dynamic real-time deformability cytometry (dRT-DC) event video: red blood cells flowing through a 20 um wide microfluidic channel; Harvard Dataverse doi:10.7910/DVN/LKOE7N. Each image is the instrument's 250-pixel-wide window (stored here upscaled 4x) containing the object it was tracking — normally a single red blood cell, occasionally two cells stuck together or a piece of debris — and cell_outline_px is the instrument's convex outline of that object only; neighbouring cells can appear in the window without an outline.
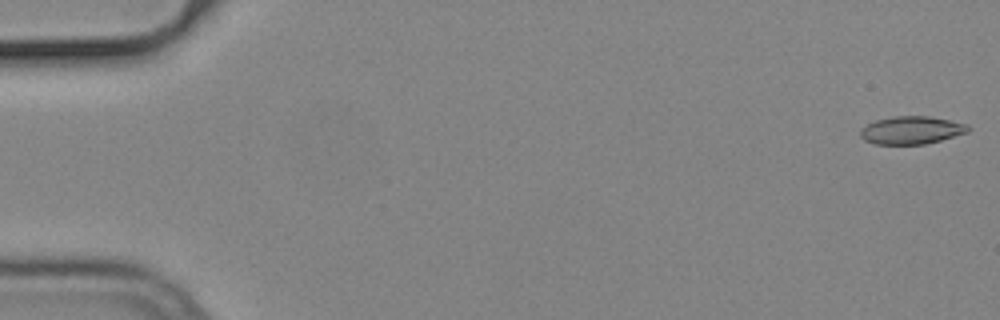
{"species": "common noctule bat (a hibernating species)", "species_latin": "Nyctalus noctula", "temperature_condition": "cold", "stored_images_in_passage": 54, "camera_frame_rate_fps": 3000, "um_per_image_px": 0.085, "animal": {"sex": "male", "body_mass_g": 19.2, "forearm_length_mm": 51.8}, "frame": {"image": 1, "passage_image": 1, "time_ms": 0.0, "image_size_px": [1000, 320], "cell_outline_px": [[972, 128], [968, 132], [940, 140], [924, 144], [876, 144], [864, 140], [860, 136], [860, 128], [876, 120], [892, 116], [928, 116], [968, 124]], "centroid_in_image_um": [77.47, 11.06], "position_along_channel_um": 7.5, "area_um2": 17.46}}
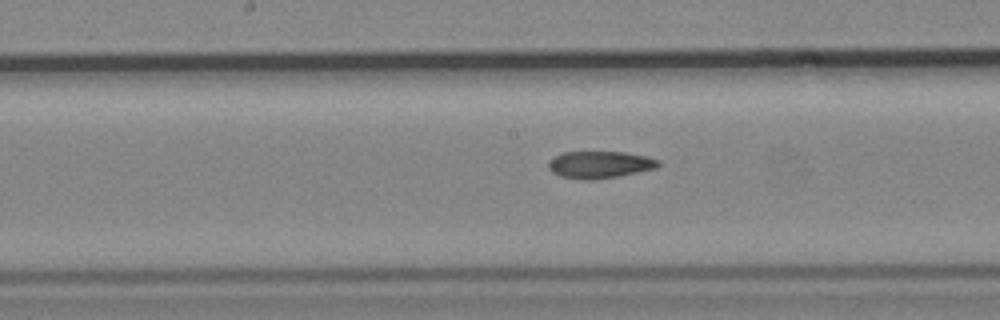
{"frame": {"image": 2, "passage_image": 28, "time_ms": 9.0, "image_size_px": [1000, 320], "cell_outline_px": [[660, 164], [656, 168], [616, 176], [592, 180], [584, 180], [560, 176], [552, 172], [548, 168], [548, 164], [560, 152], [624, 152], [648, 156], [660, 160]], "centroid_in_image_um": [50.99, 13.99], "position_along_channel_um": 197.2, "area_um2": 17.22}}
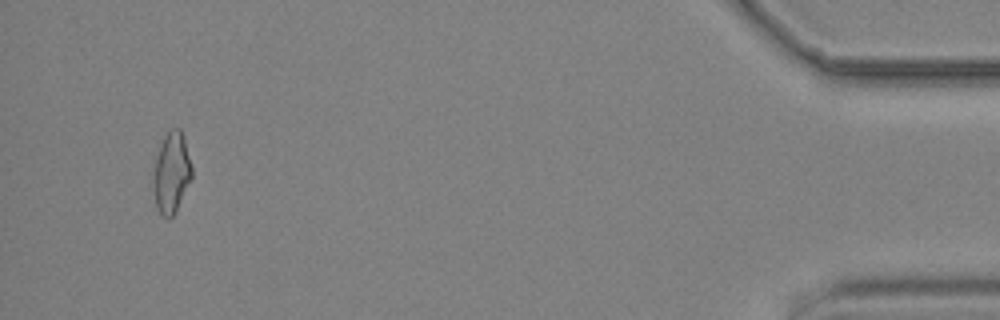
{"frame": {"image": 3, "passage_image": 52, "time_ms": 17.0, "image_size_px": [1000, 320], "cell_outline_px": [[192, 176], [172, 216], [168, 220], [160, 216], [156, 208], [152, 180], [152, 176], [156, 156], [164, 136], [172, 128], [180, 128], [184, 140], [192, 168]], "centroid_in_image_um": [14.53, 14.71], "position_along_channel_um": 420.7, "area_um2": 17.92}, "authors_computed_cell_mechanics": {"area_um2": 17.7446, "velocity_mm_per_s": 3.7693, "shape_relaxation_time_tau1_ms": 8.0633, "shape_relaxation_time_tau2_ms": 3.5269, "deformation_change_tau1": 0.1896, "deformation_change_tau2": 0.1073}}